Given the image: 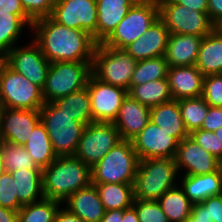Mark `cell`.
Listing matches in <instances>:
<instances>
[{
	"label": "cell",
	"instance_id": "obj_14",
	"mask_svg": "<svg viewBox=\"0 0 222 222\" xmlns=\"http://www.w3.org/2000/svg\"><path fill=\"white\" fill-rule=\"evenodd\" d=\"M96 0H56L50 17L69 28L84 30L97 43Z\"/></svg>",
	"mask_w": 222,
	"mask_h": 222
},
{
	"label": "cell",
	"instance_id": "obj_11",
	"mask_svg": "<svg viewBox=\"0 0 222 222\" xmlns=\"http://www.w3.org/2000/svg\"><path fill=\"white\" fill-rule=\"evenodd\" d=\"M3 62L43 89L51 63L31 36L26 42L14 46L3 57Z\"/></svg>",
	"mask_w": 222,
	"mask_h": 222
},
{
	"label": "cell",
	"instance_id": "obj_47",
	"mask_svg": "<svg viewBox=\"0 0 222 222\" xmlns=\"http://www.w3.org/2000/svg\"><path fill=\"white\" fill-rule=\"evenodd\" d=\"M207 13L216 27H222V0H208Z\"/></svg>",
	"mask_w": 222,
	"mask_h": 222
},
{
	"label": "cell",
	"instance_id": "obj_45",
	"mask_svg": "<svg viewBox=\"0 0 222 222\" xmlns=\"http://www.w3.org/2000/svg\"><path fill=\"white\" fill-rule=\"evenodd\" d=\"M202 203L208 208L209 220L222 222V194L208 197Z\"/></svg>",
	"mask_w": 222,
	"mask_h": 222
},
{
	"label": "cell",
	"instance_id": "obj_40",
	"mask_svg": "<svg viewBox=\"0 0 222 222\" xmlns=\"http://www.w3.org/2000/svg\"><path fill=\"white\" fill-rule=\"evenodd\" d=\"M0 206L18 211L23 205L15 193V182L11 173L5 171L0 177Z\"/></svg>",
	"mask_w": 222,
	"mask_h": 222
},
{
	"label": "cell",
	"instance_id": "obj_50",
	"mask_svg": "<svg viewBox=\"0 0 222 222\" xmlns=\"http://www.w3.org/2000/svg\"><path fill=\"white\" fill-rule=\"evenodd\" d=\"M124 209L105 211L101 222H122Z\"/></svg>",
	"mask_w": 222,
	"mask_h": 222
},
{
	"label": "cell",
	"instance_id": "obj_54",
	"mask_svg": "<svg viewBox=\"0 0 222 222\" xmlns=\"http://www.w3.org/2000/svg\"><path fill=\"white\" fill-rule=\"evenodd\" d=\"M5 166L3 165V160H2V157H1V154H0V177L1 175L5 172Z\"/></svg>",
	"mask_w": 222,
	"mask_h": 222
},
{
	"label": "cell",
	"instance_id": "obj_25",
	"mask_svg": "<svg viewBox=\"0 0 222 222\" xmlns=\"http://www.w3.org/2000/svg\"><path fill=\"white\" fill-rule=\"evenodd\" d=\"M196 66L204 76L222 73V27L203 37Z\"/></svg>",
	"mask_w": 222,
	"mask_h": 222
},
{
	"label": "cell",
	"instance_id": "obj_10",
	"mask_svg": "<svg viewBox=\"0 0 222 222\" xmlns=\"http://www.w3.org/2000/svg\"><path fill=\"white\" fill-rule=\"evenodd\" d=\"M159 18L164 22L170 34H191L205 37L216 26L208 13L198 12L173 0H159Z\"/></svg>",
	"mask_w": 222,
	"mask_h": 222
},
{
	"label": "cell",
	"instance_id": "obj_43",
	"mask_svg": "<svg viewBox=\"0 0 222 222\" xmlns=\"http://www.w3.org/2000/svg\"><path fill=\"white\" fill-rule=\"evenodd\" d=\"M0 10L18 15L30 28L33 20L26 14L20 0H0Z\"/></svg>",
	"mask_w": 222,
	"mask_h": 222
},
{
	"label": "cell",
	"instance_id": "obj_23",
	"mask_svg": "<svg viewBox=\"0 0 222 222\" xmlns=\"http://www.w3.org/2000/svg\"><path fill=\"white\" fill-rule=\"evenodd\" d=\"M203 37L191 34H170L165 53L169 67L196 65Z\"/></svg>",
	"mask_w": 222,
	"mask_h": 222
},
{
	"label": "cell",
	"instance_id": "obj_6",
	"mask_svg": "<svg viewBox=\"0 0 222 222\" xmlns=\"http://www.w3.org/2000/svg\"><path fill=\"white\" fill-rule=\"evenodd\" d=\"M91 65L92 61L52 62L42 89L45 102H54L86 87Z\"/></svg>",
	"mask_w": 222,
	"mask_h": 222
},
{
	"label": "cell",
	"instance_id": "obj_48",
	"mask_svg": "<svg viewBox=\"0 0 222 222\" xmlns=\"http://www.w3.org/2000/svg\"><path fill=\"white\" fill-rule=\"evenodd\" d=\"M53 222H84V221L77 215L71 213L63 205H61L55 214Z\"/></svg>",
	"mask_w": 222,
	"mask_h": 222
},
{
	"label": "cell",
	"instance_id": "obj_39",
	"mask_svg": "<svg viewBox=\"0 0 222 222\" xmlns=\"http://www.w3.org/2000/svg\"><path fill=\"white\" fill-rule=\"evenodd\" d=\"M201 97L209 106L222 107V73L204 76Z\"/></svg>",
	"mask_w": 222,
	"mask_h": 222
},
{
	"label": "cell",
	"instance_id": "obj_16",
	"mask_svg": "<svg viewBox=\"0 0 222 222\" xmlns=\"http://www.w3.org/2000/svg\"><path fill=\"white\" fill-rule=\"evenodd\" d=\"M40 121L39 110L0 107V141L25 146Z\"/></svg>",
	"mask_w": 222,
	"mask_h": 222
},
{
	"label": "cell",
	"instance_id": "obj_13",
	"mask_svg": "<svg viewBox=\"0 0 222 222\" xmlns=\"http://www.w3.org/2000/svg\"><path fill=\"white\" fill-rule=\"evenodd\" d=\"M93 122L113 123L128 90L105 83L92 73L87 81Z\"/></svg>",
	"mask_w": 222,
	"mask_h": 222
},
{
	"label": "cell",
	"instance_id": "obj_24",
	"mask_svg": "<svg viewBox=\"0 0 222 222\" xmlns=\"http://www.w3.org/2000/svg\"><path fill=\"white\" fill-rule=\"evenodd\" d=\"M179 185L192 204L202 203L208 197L222 194V174L219 169L206 175H179Z\"/></svg>",
	"mask_w": 222,
	"mask_h": 222
},
{
	"label": "cell",
	"instance_id": "obj_15",
	"mask_svg": "<svg viewBox=\"0 0 222 222\" xmlns=\"http://www.w3.org/2000/svg\"><path fill=\"white\" fill-rule=\"evenodd\" d=\"M133 148L139 160L148 158L174 159L180 141L168 135L151 120L142 131L132 139Z\"/></svg>",
	"mask_w": 222,
	"mask_h": 222
},
{
	"label": "cell",
	"instance_id": "obj_18",
	"mask_svg": "<svg viewBox=\"0 0 222 222\" xmlns=\"http://www.w3.org/2000/svg\"><path fill=\"white\" fill-rule=\"evenodd\" d=\"M169 36V30L159 18L124 50L136 61L160 57L166 53Z\"/></svg>",
	"mask_w": 222,
	"mask_h": 222
},
{
	"label": "cell",
	"instance_id": "obj_8",
	"mask_svg": "<svg viewBox=\"0 0 222 222\" xmlns=\"http://www.w3.org/2000/svg\"><path fill=\"white\" fill-rule=\"evenodd\" d=\"M136 65L137 61L124 49L108 47L99 43L94 51L91 72L105 83L129 90Z\"/></svg>",
	"mask_w": 222,
	"mask_h": 222
},
{
	"label": "cell",
	"instance_id": "obj_34",
	"mask_svg": "<svg viewBox=\"0 0 222 222\" xmlns=\"http://www.w3.org/2000/svg\"><path fill=\"white\" fill-rule=\"evenodd\" d=\"M168 69L165 55L137 61L130 86H139L149 81L167 78Z\"/></svg>",
	"mask_w": 222,
	"mask_h": 222
},
{
	"label": "cell",
	"instance_id": "obj_41",
	"mask_svg": "<svg viewBox=\"0 0 222 222\" xmlns=\"http://www.w3.org/2000/svg\"><path fill=\"white\" fill-rule=\"evenodd\" d=\"M190 136L204 150L211 153L218 160L222 159V142L214 132L199 129L190 133Z\"/></svg>",
	"mask_w": 222,
	"mask_h": 222
},
{
	"label": "cell",
	"instance_id": "obj_42",
	"mask_svg": "<svg viewBox=\"0 0 222 222\" xmlns=\"http://www.w3.org/2000/svg\"><path fill=\"white\" fill-rule=\"evenodd\" d=\"M26 14L36 21L50 17L56 0H20Z\"/></svg>",
	"mask_w": 222,
	"mask_h": 222
},
{
	"label": "cell",
	"instance_id": "obj_53",
	"mask_svg": "<svg viewBox=\"0 0 222 222\" xmlns=\"http://www.w3.org/2000/svg\"><path fill=\"white\" fill-rule=\"evenodd\" d=\"M214 134L216 135V137H218L220 139V141L222 142V127H220L219 129H217L216 131H214Z\"/></svg>",
	"mask_w": 222,
	"mask_h": 222
},
{
	"label": "cell",
	"instance_id": "obj_52",
	"mask_svg": "<svg viewBox=\"0 0 222 222\" xmlns=\"http://www.w3.org/2000/svg\"><path fill=\"white\" fill-rule=\"evenodd\" d=\"M122 222H139L137 212L133 206L128 209H124Z\"/></svg>",
	"mask_w": 222,
	"mask_h": 222
},
{
	"label": "cell",
	"instance_id": "obj_28",
	"mask_svg": "<svg viewBox=\"0 0 222 222\" xmlns=\"http://www.w3.org/2000/svg\"><path fill=\"white\" fill-rule=\"evenodd\" d=\"M30 32L31 28L18 15L0 10V56L4 57L14 46L28 40Z\"/></svg>",
	"mask_w": 222,
	"mask_h": 222
},
{
	"label": "cell",
	"instance_id": "obj_7",
	"mask_svg": "<svg viewBox=\"0 0 222 222\" xmlns=\"http://www.w3.org/2000/svg\"><path fill=\"white\" fill-rule=\"evenodd\" d=\"M44 103L43 92L39 86L1 62L0 107L40 110Z\"/></svg>",
	"mask_w": 222,
	"mask_h": 222
},
{
	"label": "cell",
	"instance_id": "obj_36",
	"mask_svg": "<svg viewBox=\"0 0 222 222\" xmlns=\"http://www.w3.org/2000/svg\"><path fill=\"white\" fill-rule=\"evenodd\" d=\"M0 154L5 170L10 173L24 169H42L35 164L24 146L0 141Z\"/></svg>",
	"mask_w": 222,
	"mask_h": 222
},
{
	"label": "cell",
	"instance_id": "obj_33",
	"mask_svg": "<svg viewBox=\"0 0 222 222\" xmlns=\"http://www.w3.org/2000/svg\"><path fill=\"white\" fill-rule=\"evenodd\" d=\"M64 113L77 122L93 123L90 96L87 86L53 102Z\"/></svg>",
	"mask_w": 222,
	"mask_h": 222
},
{
	"label": "cell",
	"instance_id": "obj_9",
	"mask_svg": "<svg viewBox=\"0 0 222 222\" xmlns=\"http://www.w3.org/2000/svg\"><path fill=\"white\" fill-rule=\"evenodd\" d=\"M158 19V1L149 0L135 3L103 44L108 47L125 49L142 36Z\"/></svg>",
	"mask_w": 222,
	"mask_h": 222
},
{
	"label": "cell",
	"instance_id": "obj_27",
	"mask_svg": "<svg viewBox=\"0 0 222 222\" xmlns=\"http://www.w3.org/2000/svg\"><path fill=\"white\" fill-rule=\"evenodd\" d=\"M15 193L22 205L44 198L42 169H24L11 172Z\"/></svg>",
	"mask_w": 222,
	"mask_h": 222
},
{
	"label": "cell",
	"instance_id": "obj_12",
	"mask_svg": "<svg viewBox=\"0 0 222 222\" xmlns=\"http://www.w3.org/2000/svg\"><path fill=\"white\" fill-rule=\"evenodd\" d=\"M121 141L113 123L93 122L86 125L74 156L92 167Z\"/></svg>",
	"mask_w": 222,
	"mask_h": 222
},
{
	"label": "cell",
	"instance_id": "obj_1",
	"mask_svg": "<svg viewBox=\"0 0 222 222\" xmlns=\"http://www.w3.org/2000/svg\"><path fill=\"white\" fill-rule=\"evenodd\" d=\"M31 38L41 52L52 62L93 61L97 43L84 30L66 27L45 17L33 22Z\"/></svg>",
	"mask_w": 222,
	"mask_h": 222
},
{
	"label": "cell",
	"instance_id": "obj_56",
	"mask_svg": "<svg viewBox=\"0 0 222 222\" xmlns=\"http://www.w3.org/2000/svg\"><path fill=\"white\" fill-rule=\"evenodd\" d=\"M219 169H220L221 174H222V159L220 160V166H219Z\"/></svg>",
	"mask_w": 222,
	"mask_h": 222
},
{
	"label": "cell",
	"instance_id": "obj_19",
	"mask_svg": "<svg viewBox=\"0 0 222 222\" xmlns=\"http://www.w3.org/2000/svg\"><path fill=\"white\" fill-rule=\"evenodd\" d=\"M150 121V107L127 95L113 124L122 140H132Z\"/></svg>",
	"mask_w": 222,
	"mask_h": 222
},
{
	"label": "cell",
	"instance_id": "obj_30",
	"mask_svg": "<svg viewBox=\"0 0 222 222\" xmlns=\"http://www.w3.org/2000/svg\"><path fill=\"white\" fill-rule=\"evenodd\" d=\"M24 147L35 164L42 169L48 167L57 157L46 128L41 121L33 129Z\"/></svg>",
	"mask_w": 222,
	"mask_h": 222
},
{
	"label": "cell",
	"instance_id": "obj_38",
	"mask_svg": "<svg viewBox=\"0 0 222 222\" xmlns=\"http://www.w3.org/2000/svg\"><path fill=\"white\" fill-rule=\"evenodd\" d=\"M133 207L139 222H169L157 201L134 199Z\"/></svg>",
	"mask_w": 222,
	"mask_h": 222
},
{
	"label": "cell",
	"instance_id": "obj_55",
	"mask_svg": "<svg viewBox=\"0 0 222 222\" xmlns=\"http://www.w3.org/2000/svg\"><path fill=\"white\" fill-rule=\"evenodd\" d=\"M136 3H140V2H145V1H149V0H134Z\"/></svg>",
	"mask_w": 222,
	"mask_h": 222
},
{
	"label": "cell",
	"instance_id": "obj_21",
	"mask_svg": "<svg viewBox=\"0 0 222 222\" xmlns=\"http://www.w3.org/2000/svg\"><path fill=\"white\" fill-rule=\"evenodd\" d=\"M84 222H101L105 209L94 184L71 194L62 204Z\"/></svg>",
	"mask_w": 222,
	"mask_h": 222
},
{
	"label": "cell",
	"instance_id": "obj_57",
	"mask_svg": "<svg viewBox=\"0 0 222 222\" xmlns=\"http://www.w3.org/2000/svg\"><path fill=\"white\" fill-rule=\"evenodd\" d=\"M2 61H3V57L0 56V64H1Z\"/></svg>",
	"mask_w": 222,
	"mask_h": 222
},
{
	"label": "cell",
	"instance_id": "obj_31",
	"mask_svg": "<svg viewBox=\"0 0 222 222\" xmlns=\"http://www.w3.org/2000/svg\"><path fill=\"white\" fill-rule=\"evenodd\" d=\"M128 95L150 108L173 100L167 78L130 86Z\"/></svg>",
	"mask_w": 222,
	"mask_h": 222
},
{
	"label": "cell",
	"instance_id": "obj_35",
	"mask_svg": "<svg viewBox=\"0 0 222 222\" xmlns=\"http://www.w3.org/2000/svg\"><path fill=\"white\" fill-rule=\"evenodd\" d=\"M61 205V202L47 198L23 205L18 210V222H53Z\"/></svg>",
	"mask_w": 222,
	"mask_h": 222
},
{
	"label": "cell",
	"instance_id": "obj_3",
	"mask_svg": "<svg viewBox=\"0 0 222 222\" xmlns=\"http://www.w3.org/2000/svg\"><path fill=\"white\" fill-rule=\"evenodd\" d=\"M178 184L179 172L174 159H142L134 181V199L157 201Z\"/></svg>",
	"mask_w": 222,
	"mask_h": 222
},
{
	"label": "cell",
	"instance_id": "obj_5",
	"mask_svg": "<svg viewBox=\"0 0 222 222\" xmlns=\"http://www.w3.org/2000/svg\"><path fill=\"white\" fill-rule=\"evenodd\" d=\"M39 111L56 156H74L86 125L75 121L53 102H45Z\"/></svg>",
	"mask_w": 222,
	"mask_h": 222
},
{
	"label": "cell",
	"instance_id": "obj_4",
	"mask_svg": "<svg viewBox=\"0 0 222 222\" xmlns=\"http://www.w3.org/2000/svg\"><path fill=\"white\" fill-rule=\"evenodd\" d=\"M139 161L132 140H122L91 167V182L134 184Z\"/></svg>",
	"mask_w": 222,
	"mask_h": 222
},
{
	"label": "cell",
	"instance_id": "obj_29",
	"mask_svg": "<svg viewBox=\"0 0 222 222\" xmlns=\"http://www.w3.org/2000/svg\"><path fill=\"white\" fill-rule=\"evenodd\" d=\"M99 192L105 211L128 209L134 202V184L101 183L94 184Z\"/></svg>",
	"mask_w": 222,
	"mask_h": 222
},
{
	"label": "cell",
	"instance_id": "obj_32",
	"mask_svg": "<svg viewBox=\"0 0 222 222\" xmlns=\"http://www.w3.org/2000/svg\"><path fill=\"white\" fill-rule=\"evenodd\" d=\"M157 202L169 222H184L190 216L193 206L179 184L167 190Z\"/></svg>",
	"mask_w": 222,
	"mask_h": 222
},
{
	"label": "cell",
	"instance_id": "obj_20",
	"mask_svg": "<svg viewBox=\"0 0 222 222\" xmlns=\"http://www.w3.org/2000/svg\"><path fill=\"white\" fill-rule=\"evenodd\" d=\"M167 79L173 100L202 96L204 75L196 65L169 67Z\"/></svg>",
	"mask_w": 222,
	"mask_h": 222
},
{
	"label": "cell",
	"instance_id": "obj_46",
	"mask_svg": "<svg viewBox=\"0 0 222 222\" xmlns=\"http://www.w3.org/2000/svg\"><path fill=\"white\" fill-rule=\"evenodd\" d=\"M184 222H213L209 220L208 208L203 203H195L192 206L190 216Z\"/></svg>",
	"mask_w": 222,
	"mask_h": 222
},
{
	"label": "cell",
	"instance_id": "obj_17",
	"mask_svg": "<svg viewBox=\"0 0 222 222\" xmlns=\"http://www.w3.org/2000/svg\"><path fill=\"white\" fill-rule=\"evenodd\" d=\"M179 175H206L219 170L220 160L198 145L191 136L178 145L174 157Z\"/></svg>",
	"mask_w": 222,
	"mask_h": 222
},
{
	"label": "cell",
	"instance_id": "obj_44",
	"mask_svg": "<svg viewBox=\"0 0 222 222\" xmlns=\"http://www.w3.org/2000/svg\"><path fill=\"white\" fill-rule=\"evenodd\" d=\"M220 127H222V107L209 106L207 116L203 120L201 129L214 132Z\"/></svg>",
	"mask_w": 222,
	"mask_h": 222
},
{
	"label": "cell",
	"instance_id": "obj_37",
	"mask_svg": "<svg viewBox=\"0 0 222 222\" xmlns=\"http://www.w3.org/2000/svg\"><path fill=\"white\" fill-rule=\"evenodd\" d=\"M181 116L188 133L201 129L209 105L202 97L178 100Z\"/></svg>",
	"mask_w": 222,
	"mask_h": 222
},
{
	"label": "cell",
	"instance_id": "obj_22",
	"mask_svg": "<svg viewBox=\"0 0 222 222\" xmlns=\"http://www.w3.org/2000/svg\"><path fill=\"white\" fill-rule=\"evenodd\" d=\"M134 0H96L97 44L103 43L135 4Z\"/></svg>",
	"mask_w": 222,
	"mask_h": 222
},
{
	"label": "cell",
	"instance_id": "obj_49",
	"mask_svg": "<svg viewBox=\"0 0 222 222\" xmlns=\"http://www.w3.org/2000/svg\"><path fill=\"white\" fill-rule=\"evenodd\" d=\"M176 4H180L191 8L198 12H208V0H173Z\"/></svg>",
	"mask_w": 222,
	"mask_h": 222
},
{
	"label": "cell",
	"instance_id": "obj_26",
	"mask_svg": "<svg viewBox=\"0 0 222 222\" xmlns=\"http://www.w3.org/2000/svg\"><path fill=\"white\" fill-rule=\"evenodd\" d=\"M150 120L180 142L190 136L181 116L178 100L151 107Z\"/></svg>",
	"mask_w": 222,
	"mask_h": 222
},
{
	"label": "cell",
	"instance_id": "obj_51",
	"mask_svg": "<svg viewBox=\"0 0 222 222\" xmlns=\"http://www.w3.org/2000/svg\"><path fill=\"white\" fill-rule=\"evenodd\" d=\"M0 222H18V211L0 206Z\"/></svg>",
	"mask_w": 222,
	"mask_h": 222
},
{
	"label": "cell",
	"instance_id": "obj_2",
	"mask_svg": "<svg viewBox=\"0 0 222 222\" xmlns=\"http://www.w3.org/2000/svg\"><path fill=\"white\" fill-rule=\"evenodd\" d=\"M44 198L64 201L91 182V167L76 156H60L42 169Z\"/></svg>",
	"mask_w": 222,
	"mask_h": 222
}]
</instances>
